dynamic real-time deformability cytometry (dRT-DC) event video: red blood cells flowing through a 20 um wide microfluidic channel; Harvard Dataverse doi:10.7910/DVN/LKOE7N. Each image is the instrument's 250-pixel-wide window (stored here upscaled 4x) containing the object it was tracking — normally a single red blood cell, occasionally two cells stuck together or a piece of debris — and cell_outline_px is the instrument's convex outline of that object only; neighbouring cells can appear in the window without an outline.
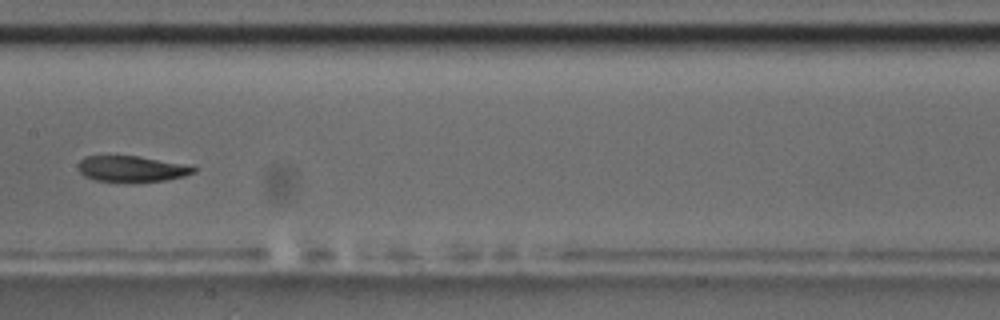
{"species": "common noctule bat (a hibernating species)", "species_latin": "Nyctalus noctula", "temperature_condition": "room temperature", "stored_images_in_passage": 11, "camera_frame_rate_fps": 3000, "um_per_image_px": 0.085, "animal": {"sex": "male", "body_mass_g": 17.5, "forearm_length_mm": 52.3}, "frame": {"image": 1, "passage_image": 8, "time_ms": 9.0, "image_size_px": [1000, 320], "cell_outline_px": [[196, 172], [184, 176], [164, 180], [128, 184], [96, 180], [84, 176], [76, 168], [80, 160], [84, 156], [136, 156], [192, 164], [196, 168]], "centroid_in_image_um": [11.22, 14.37], "position_along_channel_um": 196.2, "area_um2": 18.15}}